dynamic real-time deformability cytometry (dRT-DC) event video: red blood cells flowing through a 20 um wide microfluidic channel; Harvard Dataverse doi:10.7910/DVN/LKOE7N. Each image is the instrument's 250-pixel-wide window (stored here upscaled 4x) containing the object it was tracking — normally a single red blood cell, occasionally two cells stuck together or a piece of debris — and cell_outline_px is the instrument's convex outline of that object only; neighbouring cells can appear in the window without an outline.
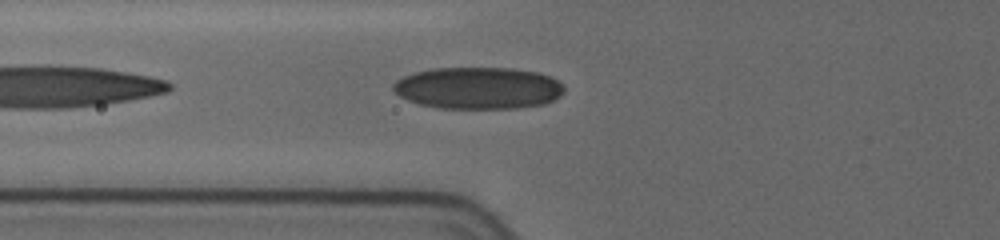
{"species": "human", "species_latin": "Homo sapiens", "temperature_condition": "cold", "stored_images_in_passage": 11, "camera_frame_rate_fps": 3000, "um_per_image_px": 0.085, "donor": {"sex": "female"}, "frame": {"image": 1, "passage_image": 11, "time_ms": 5.0, "image_size_px": [1000, 240], "cell_outline_px": [[564, 92], [560, 96], [544, 104], [520, 108], [436, 108], [420, 104], [408, 100], [400, 96], [392, 88], [392, 84], [396, 80], [404, 76], [416, 72], [432, 68], [512, 68], [536, 72], [548, 76], [556, 80], [564, 88]], "centroid_in_image_um": [40.63, 7.49], "position_along_channel_um": 85.2, "area_um2": 41.67}}